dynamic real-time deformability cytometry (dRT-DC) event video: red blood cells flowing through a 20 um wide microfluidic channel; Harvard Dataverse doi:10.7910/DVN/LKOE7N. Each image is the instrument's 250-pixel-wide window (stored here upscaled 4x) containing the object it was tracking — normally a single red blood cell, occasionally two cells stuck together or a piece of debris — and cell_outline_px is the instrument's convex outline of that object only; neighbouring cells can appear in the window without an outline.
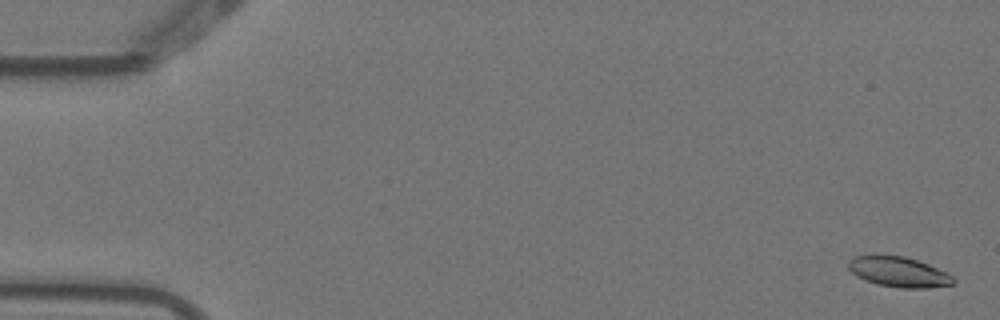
{"species": "Egyptian fruit bat (a non-hibernating species)", "species_latin": "Rousettus aegyptiacus", "temperature_condition": "warm", "stored_images_in_passage": 4, "camera_frame_rate_fps": 3000, "um_per_image_px": 0.085, "animal": {"sex": "female"}, "frame": {"image": 1, "passage_image": 1, "time_ms": 0.0, "image_size_px": [1000, 320], "cell_outline_px": [[956, 280], [952, 284], [928, 288], [900, 288], [876, 284], [864, 280], [856, 276], [848, 268], [848, 260], [856, 256], [876, 252], [904, 256], [928, 264], [948, 272]], "centroid_in_image_um": [76.34, 23.08], "position_along_channel_um": 8.7, "area_um2": 19.07}}
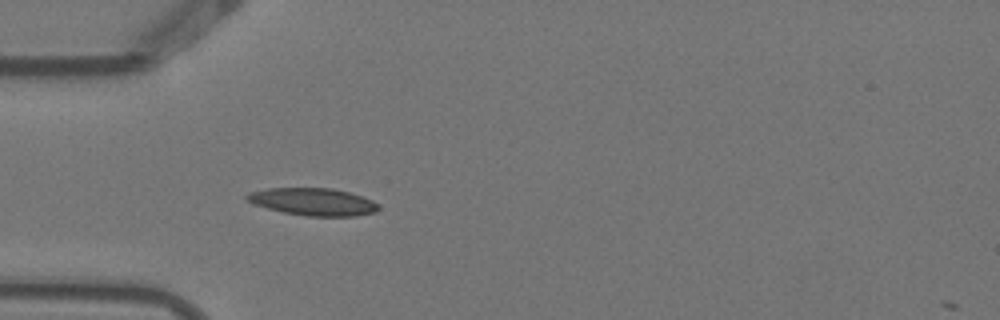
{"frame": {"image": 2, "passage_image": 4, "time_ms": 1.0, "image_size_px": [1000, 320], "cell_outline_px": [[380, 208], [376, 212], [356, 216], [308, 216], [284, 212], [252, 204], [244, 196], [248, 192], [268, 188], [332, 188], [348, 192], [372, 200]], "centroid_in_image_um": [26.59, 17.15], "position_along_channel_um": 58.4, "area_um2": 20.92}}